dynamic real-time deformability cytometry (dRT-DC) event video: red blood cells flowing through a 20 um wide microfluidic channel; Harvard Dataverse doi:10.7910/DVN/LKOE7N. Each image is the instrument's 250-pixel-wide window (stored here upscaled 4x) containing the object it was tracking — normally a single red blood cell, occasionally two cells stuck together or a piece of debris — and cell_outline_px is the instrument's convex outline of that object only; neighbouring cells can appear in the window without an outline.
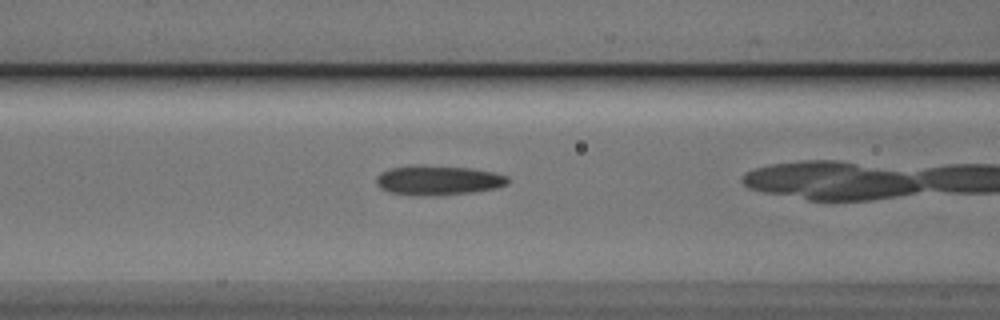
{"species": "Egyptian fruit bat (a non-hibernating species)", "species_latin": "Rousettus aegyptiacus", "temperature_condition": "cold", "stored_images_in_passage": 23, "camera_frame_rate_fps": 3000, "um_per_image_px": 0.085, "animal": {"sex": "male"}, "frame": {"image": 1, "passage_image": 3, "time_ms": 0.667, "image_size_px": [1000, 320], "cell_outline_px": [[508, 184], [496, 188], [472, 192], [440, 196], [420, 196], [392, 192], [380, 188], [376, 184], [376, 176], [380, 172], [388, 168], [412, 164], [424, 164], [472, 168], [496, 172], [508, 176]], "centroid_in_image_um": [37.23, 15.3], "position_along_channel_um": 129.4, "area_um2": 23.35}}
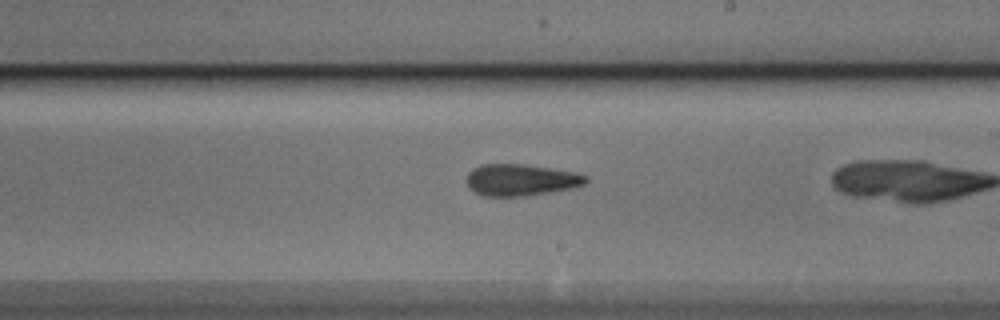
{"frame": {"image": 2, "passage_image": 12, "time_ms": 3.667, "image_size_px": [1000, 320], "cell_outline_px": [[588, 180], [584, 184], [572, 188], [524, 196], [484, 196], [468, 188], [464, 180], [468, 172], [472, 168], [480, 164], [524, 164], [576, 172], [588, 176]], "centroid_in_image_um": [44.22, 15.28], "position_along_channel_um": 244.8, "area_um2": 22.2}}
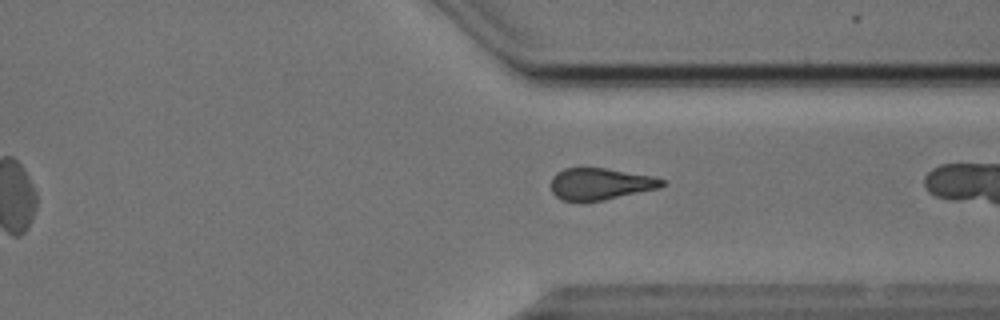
{"frame": {"image": 3, "passage_image": 21, "time_ms": 6.667, "image_size_px": [1000, 320], "cell_outline_px": [[664, 184], [660, 188], [604, 200], [560, 200], [552, 192], [552, 176], [556, 172], [564, 168], [604, 168], [652, 176], [664, 180]], "centroid_in_image_um": [51.02, 15.62], "position_along_channel_um": 360.4, "area_um2": 20.29}}